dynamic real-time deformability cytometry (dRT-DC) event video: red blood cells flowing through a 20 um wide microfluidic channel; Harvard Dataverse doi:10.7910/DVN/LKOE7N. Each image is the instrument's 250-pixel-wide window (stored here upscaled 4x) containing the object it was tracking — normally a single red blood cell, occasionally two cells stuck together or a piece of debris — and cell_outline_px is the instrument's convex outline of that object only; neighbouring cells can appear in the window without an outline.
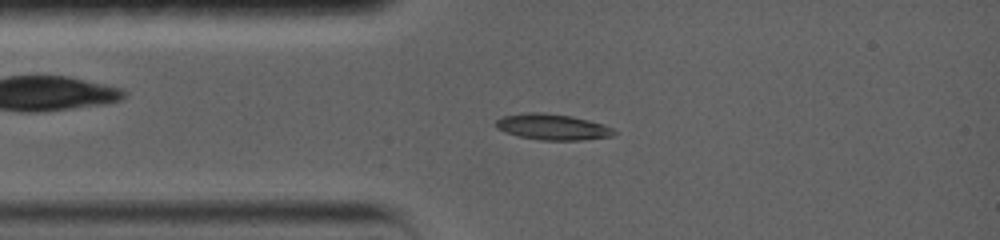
{"species": "common noctule bat (a hibernating species)", "species_latin": "Nyctalus noctula", "temperature_condition": "warm", "stored_images_in_passage": 42, "camera_frame_rate_fps": 5000, "um_per_image_px": 0.085, "animal": {"sex": "female", "body_mass_g": 19.0, "forearm_length_mm": 56.7}, "frame": {"image": 1, "passage_image": 10, "time_ms": 2.4, "image_size_px": [1000, 240], "cell_outline_px": [[616, 132], [612, 136], [580, 140], [540, 140], [520, 136], [504, 132], [496, 128], [496, 120], [504, 116], [528, 112], [544, 112], [572, 116], [604, 124], [612, 128]], "centroid_in_image_um": [46.96, 10.78], "position_along_channel_um": 38.0, "area_um2": 17.8}}
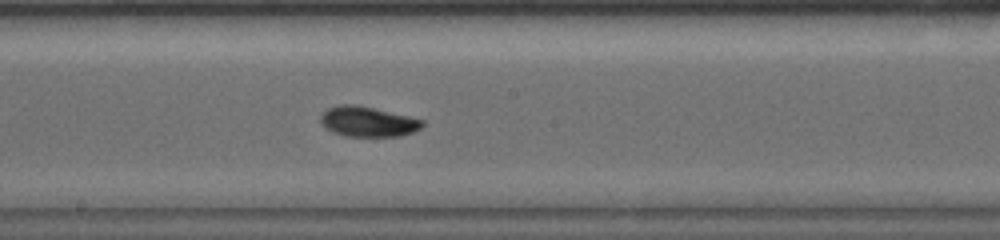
{"frame": {"image": 2, "passage_image": 22, "time_ms": 7.4, "image_size_px": [1000, 240], "cell_outline_px": [[424, 124], [420, 128], [412, 132], [400, 136], [344, 136], [332, 132], [324, 128], [320, 124], [320, 112], [328, 108], [340, 104], [352, 104], [372, 108], [408, 116], [424, 120]], "centroid_in_image_um": [31.19, 10.34], "position_along_channel_um": 217.0, "area_um2": 17.92}}
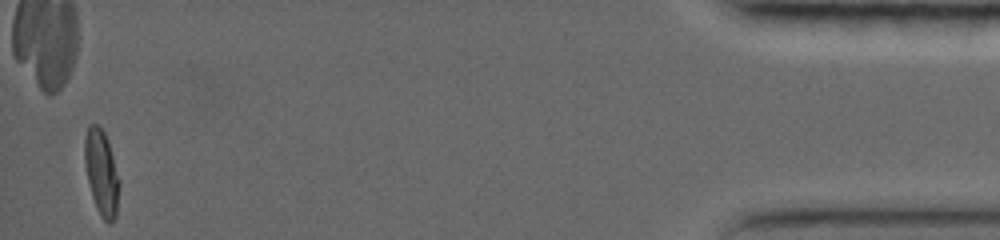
{"frame": {"image": 3, "passage_image": 42, "time_ms": 16.2, "image_size_px": [1000, 240], "cell_outline_px": [[120, 184], [116, 216], [112, 224], [108, 224], [100, 216], [96, 208], [92, 196], [84, 164], [84, 136], [88, 124], [96, 124], [104, 132], [108, 140], [120, 180]], "centroid_in_image_um": [8.63, 14.68], "position_along_channel_um": 426.6, "area_um2": 17.57}, "authors_computed_cell_mechanics": {"area_um2": 17.2244, "velocity_mm_per_s": 3.6926, "shape_relaxation_time_tau1_ms": 5.0498, "shape_relaxation_time_tau2_ms": 2.7009, "deformation_change_tau1": 0.1883, "deformation_change_tau2": 0.039}}